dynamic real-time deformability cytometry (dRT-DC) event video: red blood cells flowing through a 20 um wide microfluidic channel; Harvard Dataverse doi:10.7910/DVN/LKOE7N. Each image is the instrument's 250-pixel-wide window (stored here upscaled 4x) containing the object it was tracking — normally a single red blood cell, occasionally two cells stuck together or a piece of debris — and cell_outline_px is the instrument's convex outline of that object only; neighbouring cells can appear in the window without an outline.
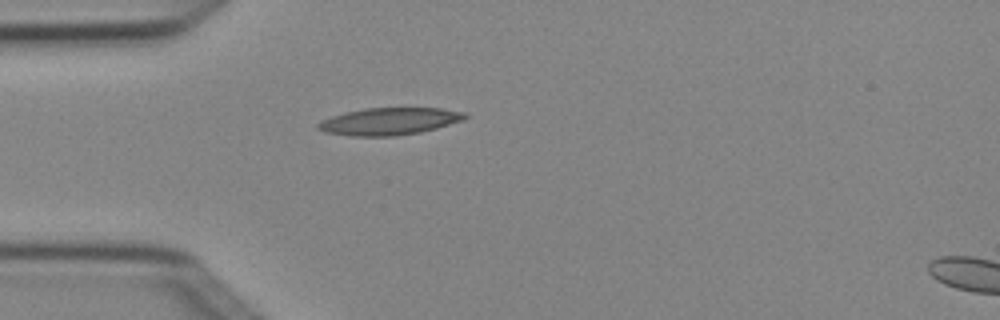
{"species": "Egyptian fruit bat (a non-hibernating species)", "species_latin": "Rousettus aegyptiacus", "temperature_condition": "cold", "stored_images_in_passage": 2, "camera_frame_rate_fps": 3000, "um_per_image_px": 0.085, "animal": {"sex": "female"}, "frame": {"image": 1, "passage_image": 1, "time_ms": 0.0, "image_size_px": [1000, 320], "cell_outline_px": [[468, 116], [464, 120], [436, 128], [420, 132], [396, 136], [348, 136], [324, 132], [316, 128], [316, 124], [320, 120], [344, 112], [364, 108], [440, 108], [468, 112]], "centroid_in_image_um": [33.07, 10.31], "position_along_channel_um": 51.9, "area_um2": 23.58}}